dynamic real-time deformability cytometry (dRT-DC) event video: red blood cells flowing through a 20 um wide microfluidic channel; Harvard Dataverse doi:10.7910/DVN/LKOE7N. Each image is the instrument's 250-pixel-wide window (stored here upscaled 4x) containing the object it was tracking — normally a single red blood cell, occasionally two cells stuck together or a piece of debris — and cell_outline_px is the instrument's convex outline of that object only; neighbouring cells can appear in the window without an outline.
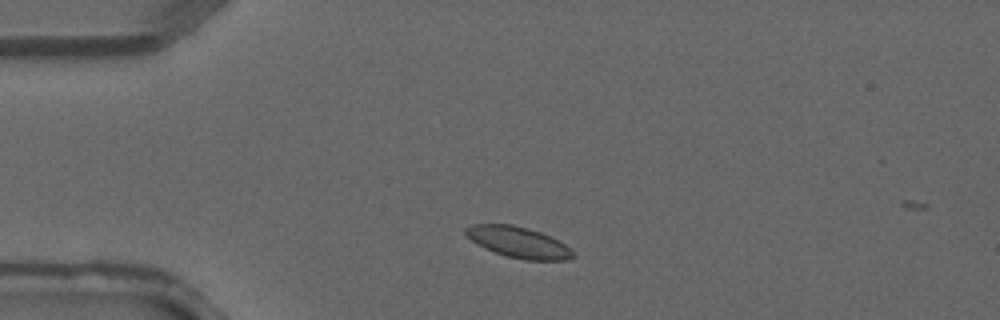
{"species": "common noctule bat (a hibernating species)", "species_latin": "Nyctalus noctula", "temperature_condition": "warm", "stored_images_in_passage": 2, "camera_frame_rate_fps": 3000, "um_per_image_px": 0.085, "animal": {"sex": "male", "forearm_length_mm": 52.5}, "frame": {"image": 1, "passage_image": 1, "time_ms": 0.0, "image_size_px": [1000, 320], "cell_outline_px": [[572, 256], [568, 260], [528, 260], [508, 256], [496, 252], [472, 240], [464, 232], [464, 228], [472, 224], [512, 224], [540, 232], [564, 244], [572, 252]], "centroid_in_image_um": [44.04, 20.57], "position_along_channel_um": 41.0, "area_um2": 18.67}}